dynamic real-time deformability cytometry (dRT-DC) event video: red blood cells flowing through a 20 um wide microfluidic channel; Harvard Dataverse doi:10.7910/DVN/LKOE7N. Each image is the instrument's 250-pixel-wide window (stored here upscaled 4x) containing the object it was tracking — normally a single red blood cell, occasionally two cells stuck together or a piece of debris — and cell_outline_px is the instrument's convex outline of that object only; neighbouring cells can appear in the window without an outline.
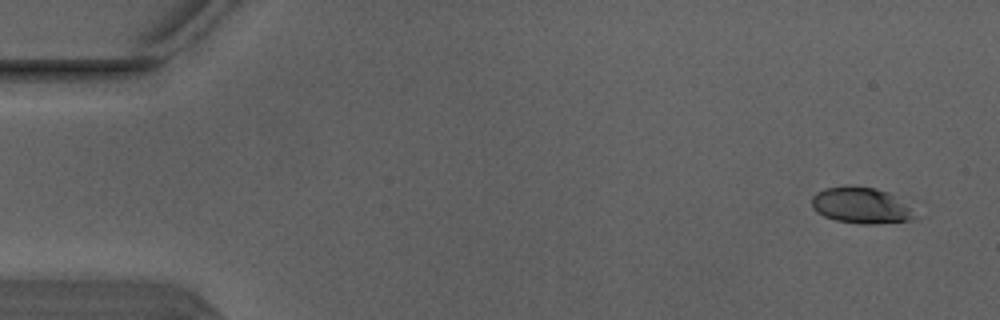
{"species": "Egyptian fruit bat (a non-hibernating species)", "species_latin": "Rousettus aegyptiacus", "temperature_condition": "warm", "stored_images_in_passage": 5, "camera_frame_rate_fps": 3000, "um_per_image_px": 0.085, "animal": {"sex": "male"}, "frame": {"image": 1, "passage_image": 1, "time_ms": 0.0, "image_size_px": [1000, 320], "cell_outline_px": [[912, 220], [876, 224], [864, 224], [836, 220], [824, 216], [816, 212], [812, 208], [812, 196], [816, 192], [824, 188], [844, 184], [848, 184], [876, 188], [888, 192], [912, 204]], "centroid_in_image_um": [73.18, 17.43], "position_along_channel_um": 11.8, "area_um2": 22.2}}
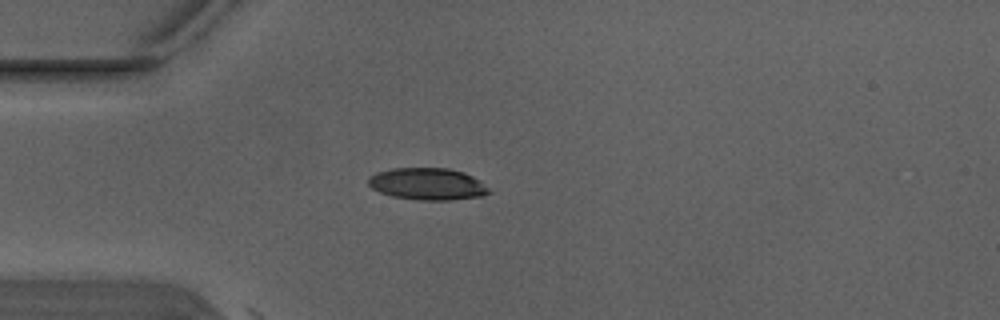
{"frame": {"image": 2, "passage_image": 4, "time_ms": 1.0, "image_size_px": [1000, 320], "cell_outline_px": [[492, 192], [480, 196], [448, 200], [420, 200], [392, 196], [380, 192], [372, 188], [368, 184], [368, 176], [376, 172], [392, 168], [448, 168], [464, 172], [480, 180]], "centroid_in_image_um": [36.32, 15.63], "position_along_channel_um": 48.7, "area_um2": 22.48}}